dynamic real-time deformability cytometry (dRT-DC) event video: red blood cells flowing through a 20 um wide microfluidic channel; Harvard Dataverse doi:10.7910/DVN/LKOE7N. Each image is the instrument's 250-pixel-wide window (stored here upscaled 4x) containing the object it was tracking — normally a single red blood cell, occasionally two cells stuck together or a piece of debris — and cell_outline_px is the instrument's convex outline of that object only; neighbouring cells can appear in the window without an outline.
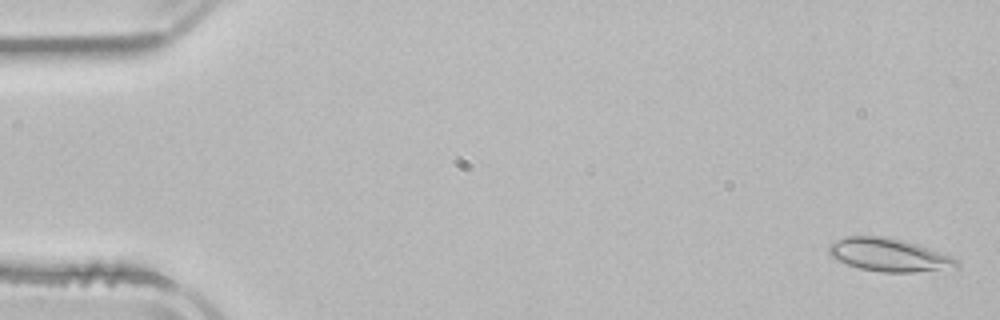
{"species": "common noctule bat (a hibernating species)", "species_latin": "Nyctalus noctula", "temperature_condition": "room temperature", "stored_images_in_passage": 3, "camera_frame_rate_fps": 3000, "um_per_image_px": 0.085, "animal": {"sex": "male", "body_mass_g": 21.5, "forearm_length_mm": 52.0}, "frame": {"image": 1, "passage_image": 1, "time_ms": 0.0, "image_size_px": [1000, 320], "cell_outline_px": [[960, 268], [916, 272], [880, 272], [860, 268], [836, 260], [828, 252], [828, 244], [836, 240], [848, 236], [884, 236], [904, 240], [952, 256], [960, 264]], "centroid_in_image_um": [75.58, 21.67], "position_along_channel_um": 9.4, "area_um2": 24.74}}